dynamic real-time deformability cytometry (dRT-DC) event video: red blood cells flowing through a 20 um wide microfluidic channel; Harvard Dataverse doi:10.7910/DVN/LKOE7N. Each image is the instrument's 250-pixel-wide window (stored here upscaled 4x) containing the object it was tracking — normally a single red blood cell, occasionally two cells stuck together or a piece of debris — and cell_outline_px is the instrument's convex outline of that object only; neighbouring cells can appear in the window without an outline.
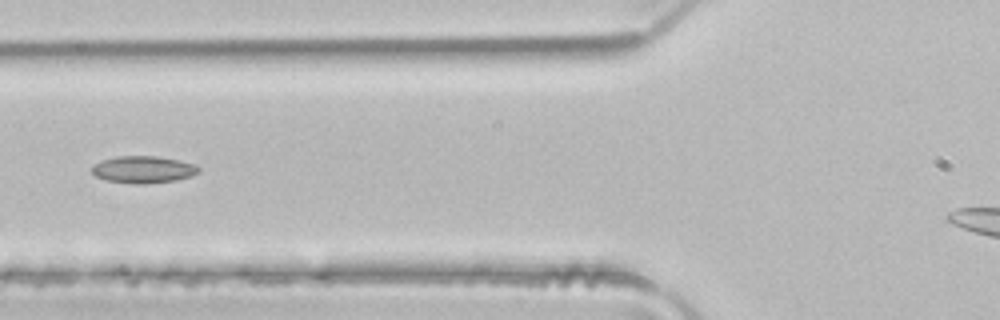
{"species": "common noctule bat (a hibernating species)", "species_latin": "Nyctalus noctula", "temperature_condition": "room temperature", "stored_images_in_passage": 3, "camera_frame_rate_fps": 3000, "um_per_image_px": 0.085, "animal": {"sex": "male", "body_mass_g": 21.5, "forearm_length_mm": 52.0}, "frame": {"image": 1, "passage_image": 3, "time_ms": 0.667, "image_size_px": [1000, 320], "cell_outline_px": [[200, 172], [192, 176], [176, 180], [144, 184], [136, 184], [104, 180], [96, 176], [92, 172], [92, 168], [100, 160], [116, 156], [156, 156], [180, 160], [196, 164], [200, 168]], "centroid_in_image_um": [12.21, 14.41], "position_along_channel_um": 113.6, "area_um2": 16.99}}